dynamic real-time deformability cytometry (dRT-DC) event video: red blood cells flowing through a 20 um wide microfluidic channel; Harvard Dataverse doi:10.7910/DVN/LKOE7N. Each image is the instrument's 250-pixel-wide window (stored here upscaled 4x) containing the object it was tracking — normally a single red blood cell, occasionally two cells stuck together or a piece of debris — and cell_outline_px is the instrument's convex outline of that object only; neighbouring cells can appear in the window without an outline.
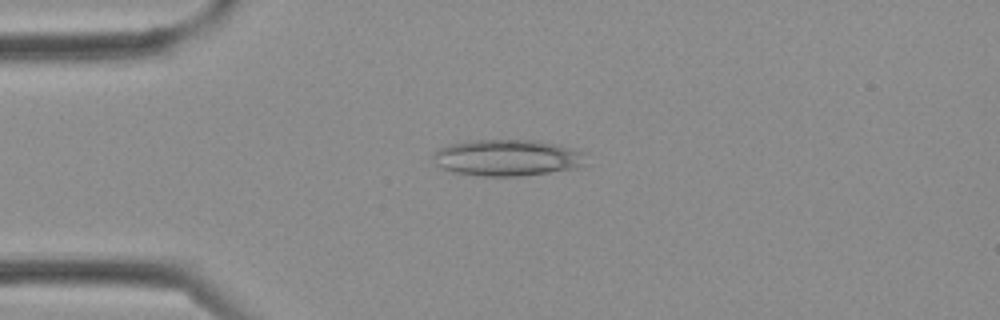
{"species": "Egyptian fruit bat (a non-hibernating species)", "species_latin": "Rousettus aegyptiacus", "temperature_condition": "cold", "stored_images_in_passage": 2, "camera_frame_rate_fps": 3000, "um_per_image_px": 0.085, "frame": {"image": 1, "passage_image": 2, "time_ms": 0.333, "image_size_px": [1000, 320], "cell_outline_px": [[588, 152], [580, 168], [520, 176], [480, 176], [452, 172], [440, 168], [432, 160], [432, 152], [448, 144], [476, 140], [536, 140], [556, 144]], "centroid_in_image_um": [43.11, 13.41], "position_along_channel_um": 41.9, "area_um2": 32.83}}